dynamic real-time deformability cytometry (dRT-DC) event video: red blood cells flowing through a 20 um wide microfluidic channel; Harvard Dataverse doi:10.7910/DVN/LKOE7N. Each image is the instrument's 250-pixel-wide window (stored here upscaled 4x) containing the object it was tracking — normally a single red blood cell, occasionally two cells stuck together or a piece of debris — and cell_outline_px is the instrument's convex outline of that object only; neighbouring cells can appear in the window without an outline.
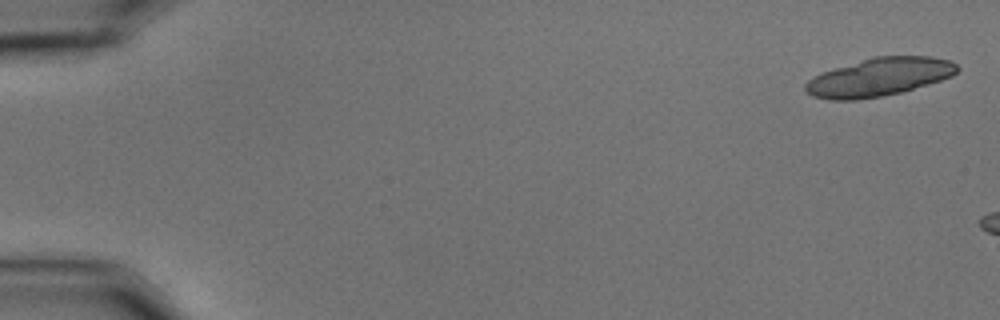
{"species": "common noctule bat (a hibernating species)", "species_latin": "Nyctalus noctula", "temperature_condition": "cold", "stored_images_in_passage": 7, "camera_frame_rate_fps": 3000, "um_per_image_px": 0.085, "animal": {"sex": "male", "body_mass_g": 15.6}, "frame": {"image": 1, "passage_image": 1, "time_ms": 0.0, "image_size_px": [1000, 320], "cell_outline_px": [[960, 68], [952, 76], [940, 80], [900, 92], [880, 96], [856, 100], [832, 100], [812, 96], [804, 92], [804, 84], [808, 80], [824, 72], [872, 56], [932, 56], [952, 60]], "centroid_in_image_um": [74.73, 6.54], "position_along_channel_um": 10.3, "area_um2": 33.58}}